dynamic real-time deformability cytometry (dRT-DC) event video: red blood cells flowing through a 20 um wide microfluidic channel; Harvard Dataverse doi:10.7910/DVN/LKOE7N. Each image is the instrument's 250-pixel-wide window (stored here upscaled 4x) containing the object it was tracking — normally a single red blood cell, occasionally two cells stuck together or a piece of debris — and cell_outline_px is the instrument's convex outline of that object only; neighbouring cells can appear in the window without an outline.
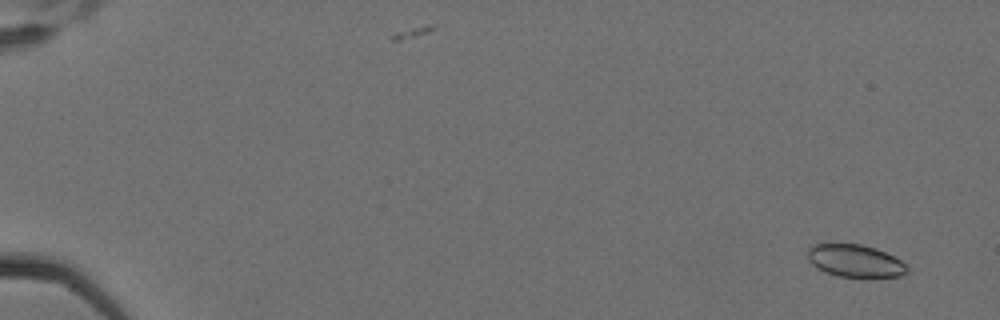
{"species": "Egyptian fruit bat (a non-hibernating species)", "species_latin": "Rousettus aegyptiacus", "temperature_condition": "cold", "stored_images_in_passage": 5, "camera_frame_rate_fps": 3000, "um_per_image_px": 0.085, "animal": {"sex": "female"}, "frame": {"image": 1, "passage_image": 1, "time_ms": 0.0, "image_size_px": [1000, 320], "cell_outline_px": [[908, 272], [900, 276], [840, 276], [824, 272], [816, 268], [808, 260], [808, 248], [812, 244], [860, 244], [876, 248], [900, 260], [908, 268]], "centroid_in_image_um": [72.64, 22.16], "position_along_channel_um": 12.4, "area_um2": 18.55}}